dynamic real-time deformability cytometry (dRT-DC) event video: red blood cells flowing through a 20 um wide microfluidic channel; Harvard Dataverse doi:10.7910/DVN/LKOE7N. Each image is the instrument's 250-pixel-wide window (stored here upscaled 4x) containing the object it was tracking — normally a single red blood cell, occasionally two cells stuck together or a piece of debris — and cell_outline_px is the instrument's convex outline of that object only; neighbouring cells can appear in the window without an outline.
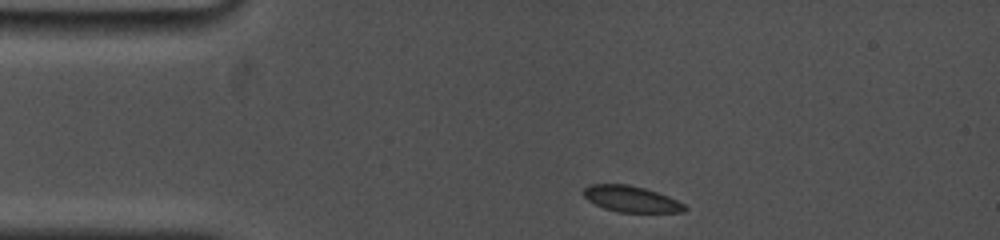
{"species": "common noctule bat (a hibernating species)", "species_latin": "Nyctalus noctula", "temperature_condition": "cold", "stored_images_in_passage": 30, "camera_frame_rate_fps": 5000, "um_per_image_px": 0.085, "animal": {"sex": "female", "body_mass_g": 19.0, "forearm_length_mm": 53.3}, "frame": {"image": 1, "passage_image": 1, "time_ms": 0.0, "image_size_px": [1000, 240], "cell_outline_px": [[688, 208], [684, 212], [620, 212], [604, 208], [588, 200], [580, 192], [584, 188], [592, 184], [628, 184], [644, 188], [668, 196], [684, 204]], "centroid_in_image_um": [53.63, 16.91], "position_along_channel_um": 31.4, "area_um2": 15.32}}
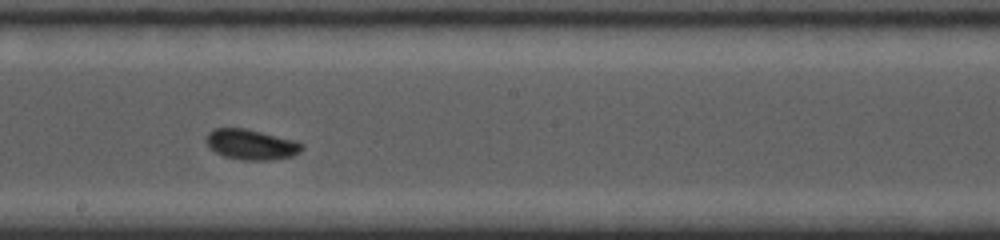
{"frame": {"image": 2, "passage_image": 16, "time_ms": 6.4, "image_size_px": [1000, 240], "cell_outline_px": [[304, 148], [300, 152], [292, 156], [272, 160], [244, 160], [224, 156], [216, 152], [204, 140], [208, 132], [216, 128], [244, 128], [296, 140], [304, 144]], "centroid_in_image_um": [21.38, 12.28], "position_along_channel_um": 226.8, "area_um2": 16.94}}
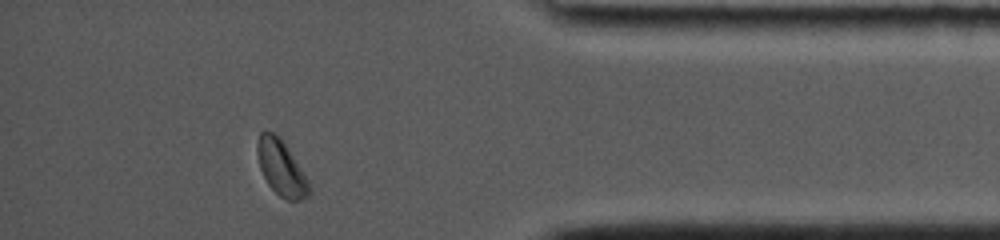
{"frame": {"image": 3, "passage_image": 28, "time_ms": 11.8, "image_size_px": [1000, 240], "cell_outline_px": [[312, 192], [308, 196], [300, 200], [284, 200], [268, 184], [260, 168], [256, 152], [256, 144], [260, 132], [264, 128], [280, 136], [308, 180], [312, 188]], "centroid_in_image_um": [23.89, 14.25], "position_along_channel_um": 411.3, "area_um2": 16.88}, "authors_computed_cell_mechanics": {"area_um2": 16.473, "velocity_mm_per_s": 3.723, "shape_relaxation_time_tau1_ms": 3.5229, "shape_relaxation_time_tau2_ms": null, "deformation_change_tau1": 0.0704, "deformation_change_tau2": null}}